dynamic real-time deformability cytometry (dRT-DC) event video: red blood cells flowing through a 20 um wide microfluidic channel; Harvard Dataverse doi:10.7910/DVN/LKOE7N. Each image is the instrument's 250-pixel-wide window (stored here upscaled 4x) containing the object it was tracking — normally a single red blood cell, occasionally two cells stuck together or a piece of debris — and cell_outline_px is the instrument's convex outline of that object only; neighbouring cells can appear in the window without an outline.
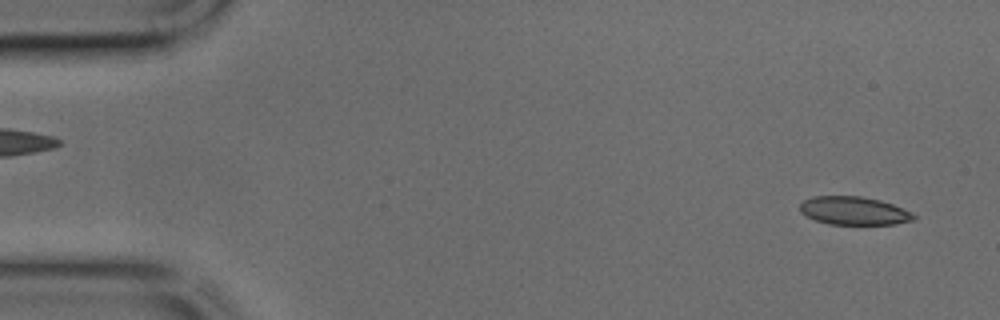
{"species": "common noctule bat (a hibernating species)", "species_latin": "Nyctalus noctula", "temperature_condition": "cold", "stored_images_in_passage": 43, "camera_frame_rate_fps": 3000, "um_per_image_px": 0.085, "animal": {"sex": "male", "body_mass_g": 17.9, "forearm_length_mm": 54.2}, "frame": {"image": 1, "passage_image": 2, "time_ms": 0.333, "image_size_px": [1000, 320], "cell_outline_px": [[916, 216], [912, 220], [896, 224], [828, 224], [816, 220], [800, 212], [800, 204], [804, 200], [812, 196], [860, 196], [880, 200], [892, 204], [912, 212]], "centroid_in_image_um": [72.57, 17.91], "position_along_channel_um": 12.4, "area_um2": 18.61}}
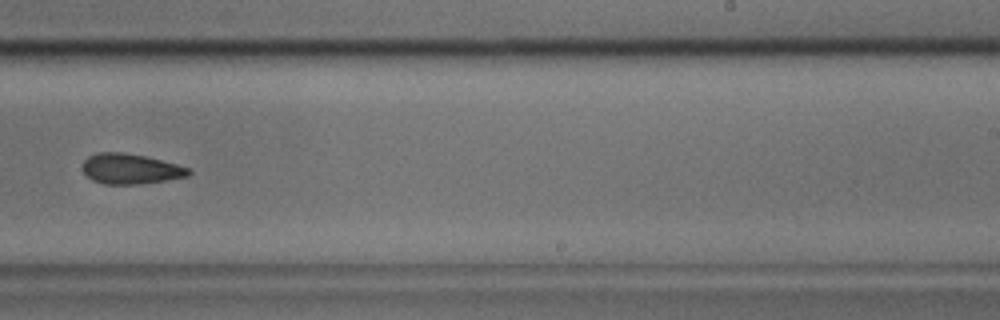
{"frame": {"image": 2, "passage_image": 27, "time_ms": 8.667, "image_size_px": [1000, 320], "cell_outline_px": [[192, 172], [188, 176], [164, 180], [136, 184], [104, 184], [92, 180], [80, 168], [84, 160], [88, 156], [96, 152], [124, 152], [144, 156], [192, 168]], "centroid_in_image_um": [11.06, 14.34], "position_along_channel_um": 277.9, "area_um2": 18.73}}
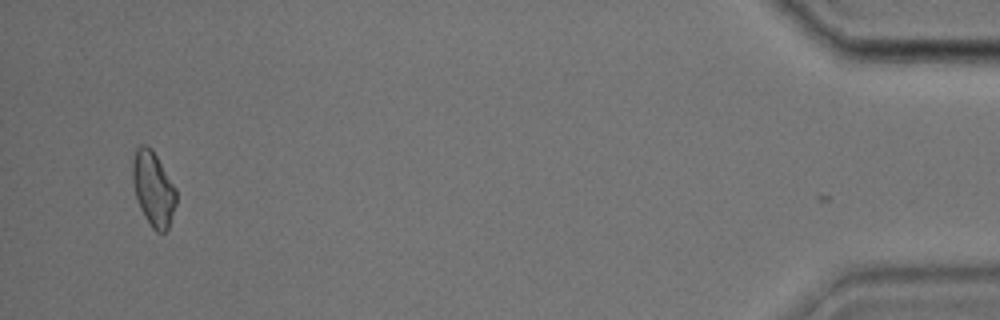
{"frame": {"image": 3, "passage_image": 42, "time_ms": 13.667, "image_size_px": [1000, 320], "cell_outline_px": [[176, 204], [168, 228], [164, 232], [156, 232], [152, 228], [144, 216], [140, 208], [136, 196], [132, 180], [132, 160], [136, 148], [140, 144], [148, 144], [152, 148], [176, 188]], "centroid_in_image_um": [13.02, 16.01], "position_along_channel_um": 422.2, "area_um2": 19.07}}